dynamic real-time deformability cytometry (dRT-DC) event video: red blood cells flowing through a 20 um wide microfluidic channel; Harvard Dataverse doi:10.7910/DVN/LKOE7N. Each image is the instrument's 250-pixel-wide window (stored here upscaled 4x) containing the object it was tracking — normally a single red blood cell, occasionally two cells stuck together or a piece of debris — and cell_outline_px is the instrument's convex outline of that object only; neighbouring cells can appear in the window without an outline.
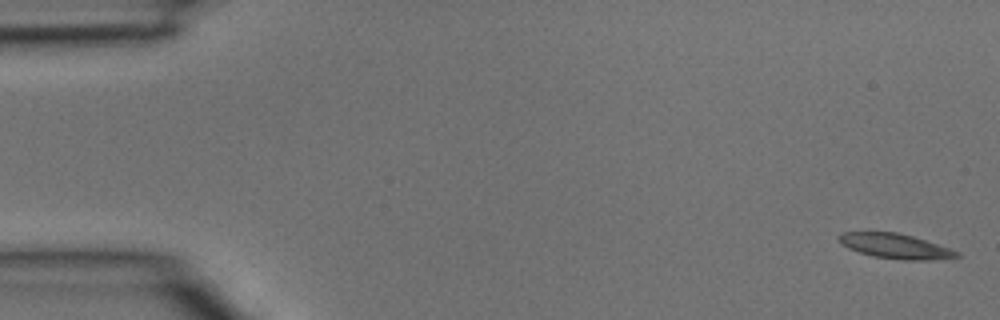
{"species": "common noctule bat (a hibernating species)", "species_latin": "Nyctalus noctula", "temperature_condition": "room temperature", "stored_images_in_passage": 11, "camera_frame_rate_fps": 3000, "um_per_image_px": 0.085, "animal": {"sex": "male", "body_mass_g": 15.6}, "frame": {"image": 1, "passage_image": 1, "time_ms": 0.0, "image_size_px": [1000, 320], "cell_outline_px": [[960, 256], [928, 260], [900, 260], [872, 256], [848, 248], [840, 244], [836, 236], [840, 232], [896, 232], [912, 236], [960, 252]], "centroid_in_image_um": [76.02, 20.92], "position_along_channel_um": 9.0, "area_um2": 16.99}}
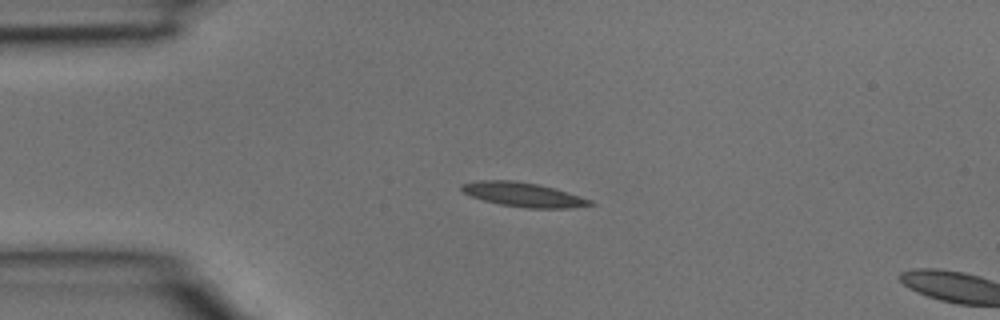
{"frame": {"image": 2, "passage_image": 9, "time_ms": 2.667, "image_size_px": [1000, 320], "cell_outline_px": [[596, 204], [568, 208], [528, 208], [500, 204], [484, 200], [472, 196], [464, 192], [460, 188], [460, 184], [480, 180], [512, 180], [536, 184], [552, 188], [580, 196], [592, 200]], "centroid_in_image_um": [44.47, 16.54], "position_along_channel_um": 40.5, "area_um2": 17.86}}